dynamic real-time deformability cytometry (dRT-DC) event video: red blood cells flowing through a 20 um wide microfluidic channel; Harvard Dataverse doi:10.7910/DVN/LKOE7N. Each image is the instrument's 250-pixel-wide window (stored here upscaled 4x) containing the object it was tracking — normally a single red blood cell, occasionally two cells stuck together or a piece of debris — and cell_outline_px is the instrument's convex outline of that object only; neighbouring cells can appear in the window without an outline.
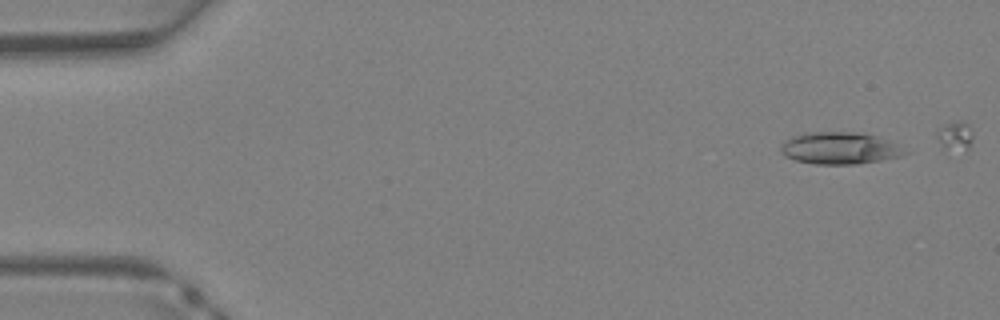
{"species": "Egyptian fruit bat (a non-hibernating species)", "species_latin": "Rousettus aegyptiacus", "temperature_condition": "warm", "stored_images_in_passage": 24, "camera_frame_rate_fps": 3000, "um_per_image_px": 0.085, "animal": {"sex": "female"}, "frame": {"image": 1, "passage_image": 3, "time_ms": 0.667, "image_size_px": [1000, 320], "cell_outline_px": [[908, 152], [900, 156], [880, 160], [856, 164], [816, 164], [796, 160], [784, 156], [780, 152], [780, 148], [784, 140], [792, 136], [804, 132], [856, 132], [876, 136], [888, 140]], "centroid_in_image_um": [71.31, 12.59], "position_along_channel_um": 13.7, "area_um2": 23.0}}
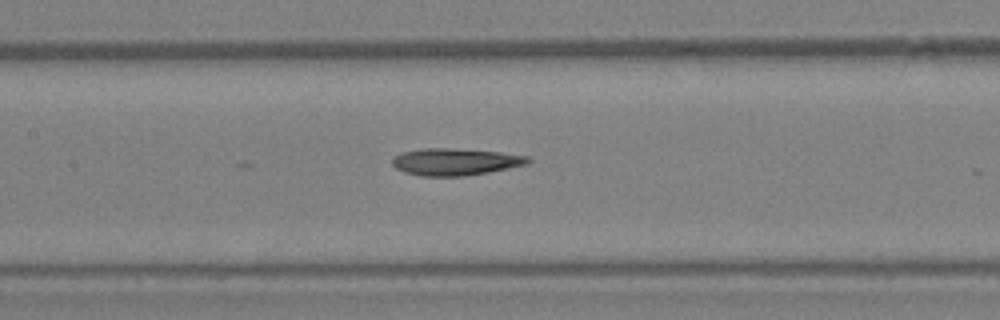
{"frame": {"image": 2, "passage_image": 18, "time_ms": 5.667, "image_size_px": [1000, 320], "cell_outline_px": [[532, 160], [528, 164], [488, 172], [464, 176], [420, 176], [404, 172], [396, 168], [392, 164], [392, 160], [400, 152], [424, 148], [448, 148], [500, 152], [528, 156]], "centroid_in_image_um": [38.69, 13.75], "position_along_channel_um": 168.7, "area_um2": 21.33}}
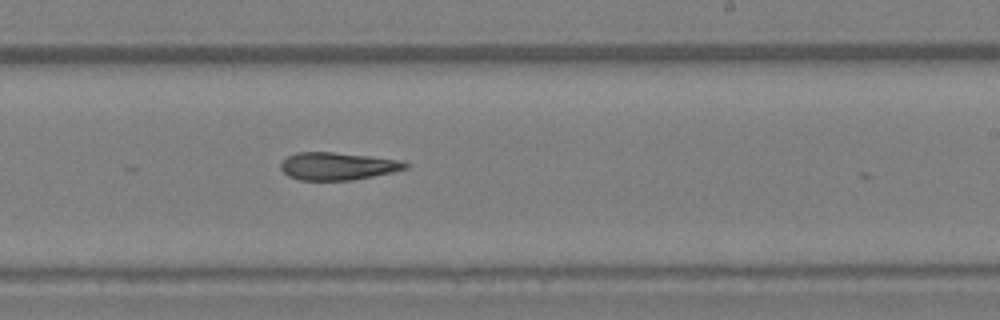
{"frame": {"image": 3, "passage_image": 23, "time_ms": 7.333, "image_size_px": [1000, 320], "cell_outline_px": [[412, 164], [408, 168], [392, 172], [352, 180], [300, 180], [288, 176], [280, 168], [280, 164], [288, 156], [296, 152], [332, 152], [404, 160]], "centroid_in_image_um": [28.73, 14.12], "position_along_channel_um": 260.3, "area_um2": 20.11}}